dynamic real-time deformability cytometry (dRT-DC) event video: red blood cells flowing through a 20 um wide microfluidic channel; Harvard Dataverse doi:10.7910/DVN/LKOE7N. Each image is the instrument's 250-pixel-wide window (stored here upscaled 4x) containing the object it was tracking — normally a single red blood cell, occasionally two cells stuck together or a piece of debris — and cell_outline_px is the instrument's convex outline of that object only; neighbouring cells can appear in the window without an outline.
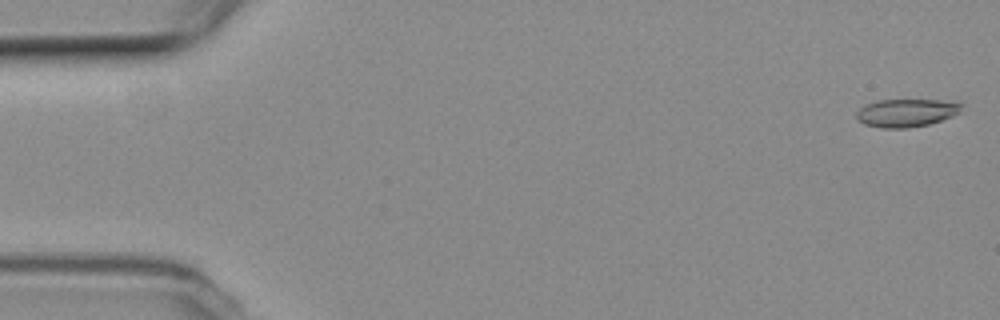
{"species": "common noctule bat (a hibernating species)", "species_latin": "Nyctalus noctula", "temperature_condition": "room temperature", "stored_images_in_passage": 54, "camera_frame_rate_fps": 3000, "um_per_image_px": 0.085, "animal": {"sex": "female", "body_mass_g": 19.3, "forearm_length_mm": 54.1}, "frame": {"image": 1, "passage_image": 1, "time_ms": 0.0, "image_size_px": [1000, 320], "cell_outline_px": [[964, 104], [960, 112], [952, 116], [928, 124], [908, 128], [880, 128], [864, 124], [856, 116], [856, 112], [860, 108], [876, 100], [940, 100]], "centroid_in_image_um": [77.04, 9.59], "position_along_channel_um": 8.0, "area_um2": 16.99}}
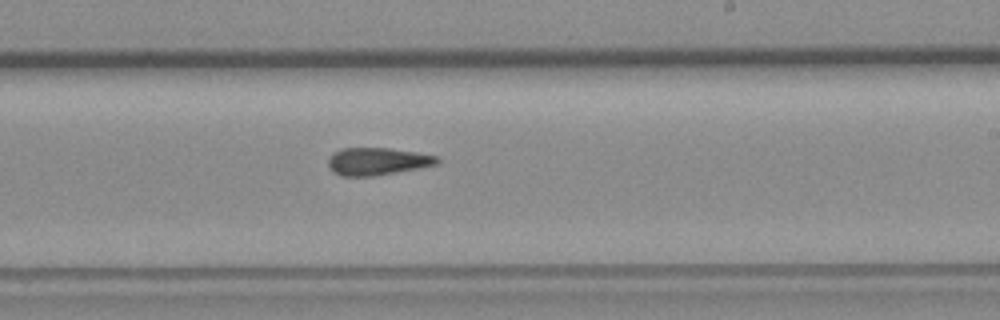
{"frame": {"image": 2, "passage_image": 32, "time_ms": 10.333, "image_size_px": [1000, 320], "cell_outline_px": [[440, 160], [436, 164], [416, 168], [372, 176], [340, 176], [328, 164], [328, 160], [340, 148], [388, 148], [416, 152], [440, 156]], "centroid_in_image_um": [32.1, 13.7], "position_along_channel_um": 256.9, "area_um2": 17.05}}
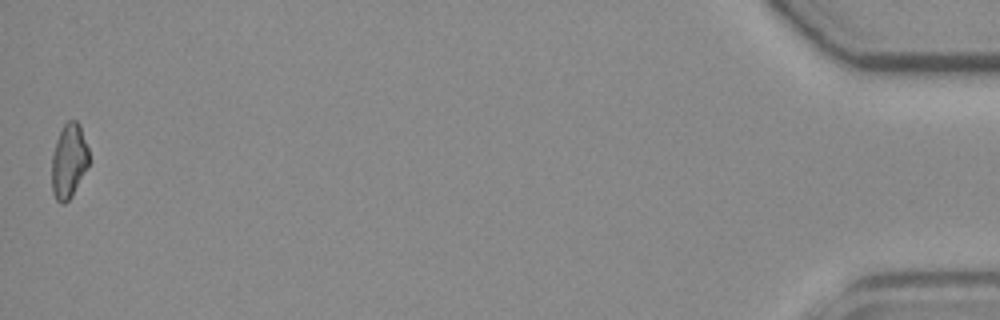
{"frame": {"image": 3, "passage_image": 54, "time_ms": 17.667, "image_size_px": [1000, 320], "cell_outline_px": [[88, 164], [72, 196], [64, 204], [60, 204], [56, 200], [52, 192], [52, 156], [56, 140], [64, 124], [68, 120], [76, 120], [80, 124], [88, 148]], "centroid_in_image_um": [5.84, 13.68], "position_along_channel_um": 429.4, "area_um2": 16.01}, "authors_computed_cell_mechanics": {"area_um2": 17.4845, "velocity_mm_per_s": 3.7515, "shape_relaxation_time_tau1_ms": null, "shape_relaxation_time_tau2_ms": 9.4822, "deformation_change_tau1": null, "deformation_change_tau2": 0.2073}}